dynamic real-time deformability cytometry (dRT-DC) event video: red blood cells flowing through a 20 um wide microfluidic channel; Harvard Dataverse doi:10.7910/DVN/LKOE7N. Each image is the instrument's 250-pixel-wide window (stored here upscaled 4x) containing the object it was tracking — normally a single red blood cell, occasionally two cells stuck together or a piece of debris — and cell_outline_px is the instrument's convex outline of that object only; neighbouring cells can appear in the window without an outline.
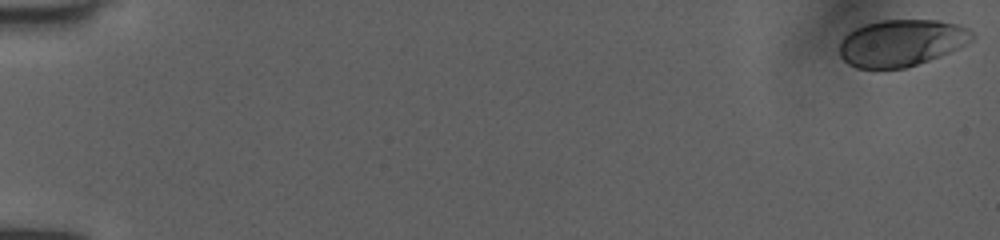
{"species": "human", "species_latin": "Homo sapiens", "temperature_condition": "room temperature", "stored_images_in_passage": 11, "camera_frame_rate_fps": 3000, "um_per_image_px": 0.085, "donor": {"sex": "female"}, "frame": {"image": 1, "passage_image": 1, "time_ms": 0.0, "image_size_px": [1000, 240], "cell_outline_px": [[976, 36], [972, 40], [948, 52], [928, 60], [904, 68], [856, 68], [848, 64], [840, 56], [840, 40], [848, 32], [864, 24], [880, 20], [940, 20], [956, 24], [968, 28]], "centroid_in_image_um": [76.59, 3.63], "position_along_channel_um": 8.4, "area_um2": 35.95}}